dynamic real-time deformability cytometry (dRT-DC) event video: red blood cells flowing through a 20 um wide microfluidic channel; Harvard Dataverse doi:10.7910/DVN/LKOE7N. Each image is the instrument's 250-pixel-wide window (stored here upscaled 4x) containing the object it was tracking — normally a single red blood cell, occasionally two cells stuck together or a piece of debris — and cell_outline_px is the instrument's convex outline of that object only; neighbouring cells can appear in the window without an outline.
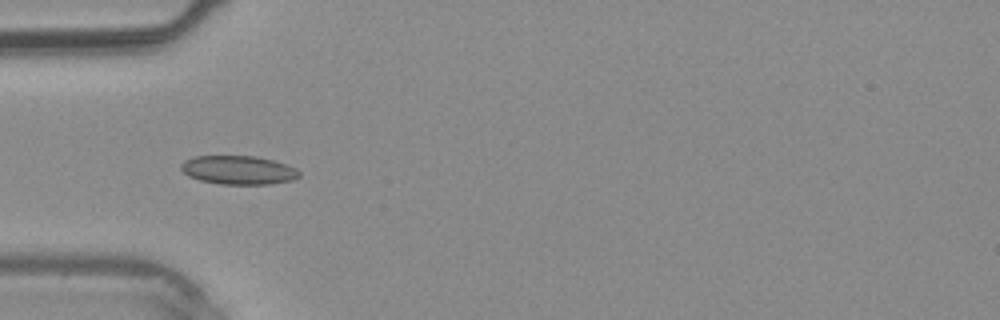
{"species": "common noctule bat (a hibernating species)", "species_latin": "Nyctalus noctula", "temperature_condition": "warm", "stored_images_in_passage": 28, "camera_frame_rate_fps": 3000, "um_per_image_px": 0.085, "animal": {"sex": "male", "body_mass_g": 20.4}, "frame": {"image": 1, "passage_image": 5, "time_ms": 1.333, "image_size_px": [1000, 320], "cell_outline_px": [[300, 176], [292, 180], [272, 184], [220, 184], [200, 180], [188, 176], [180, 168], [180, 164], [184, 160], [192, 156], [256, 156], [272, 160], [296, 168], [300, 172]], "centroid_in_image_um": [20.24, 14.45], "position_along_channel_um": 64.8, "area_um2": 19.83}}